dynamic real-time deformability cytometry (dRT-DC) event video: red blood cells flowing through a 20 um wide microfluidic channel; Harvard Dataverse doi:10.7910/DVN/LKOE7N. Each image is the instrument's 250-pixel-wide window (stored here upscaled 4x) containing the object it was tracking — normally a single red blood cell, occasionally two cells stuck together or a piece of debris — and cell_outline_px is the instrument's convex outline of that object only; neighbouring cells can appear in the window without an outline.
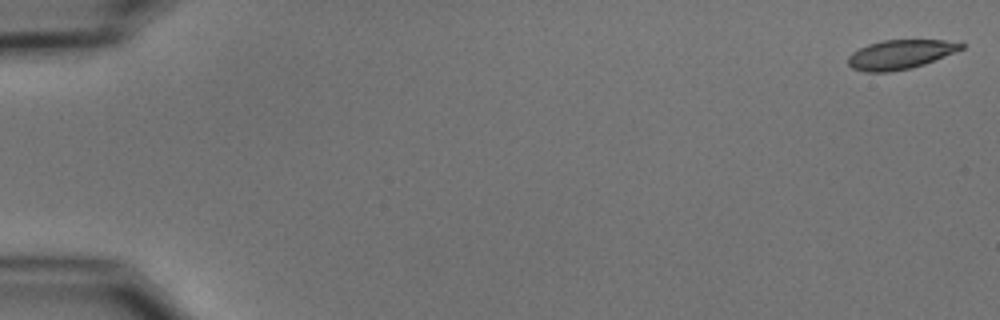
{"species": "common noctule bat (a hibernating species)", "species_latin": "Nyctalus noctula", "temperature_condition": "cold", "stored_images_in_passage": 55, "camera_frame_rate_fps": 3000, "um_per_image_px": 0.085, "animal": {"sex": "male", "body_mass_g": 15.6}, "frame": {"image": 1, "passage_image": 1, "time_ms": 0.0, "image_size_px": [1000, 320], "cell_outline_px": [[964, 48], [956, 52], [924, 64], [912, 68], [888, 72], [864, 72], [852, 68], [848, 64], [848, 56], [852, 52], [868, 44], [884, 40], [944, 40], [964, 44]], "centroid_in_image_um": [76.5, 4.63], "position_along_channel_um": 8.5, "area_um2": 19.25}}
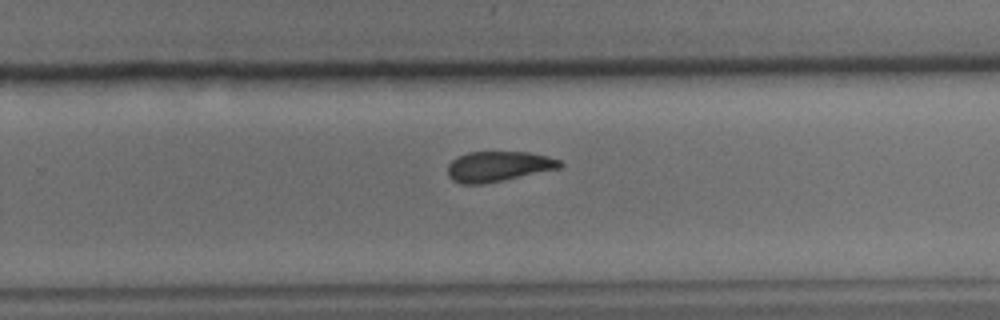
{"frame": {"image": 2, "passage_image": 36, "time_ms": 11.667, "image_size_px": [1000, 320], "cell_outline_px": [[564, 164], [560, 168], [484, 184], [460, 184], [452, 180], [448, 176], [448, 164], [452, 160], [468, 152], [528, 152], [548, 156], [560, 160]], "centroid_in_image_um": [42.35, 14.15], "position_along_channel_um": 287.4, "area_um2": 19.77}}
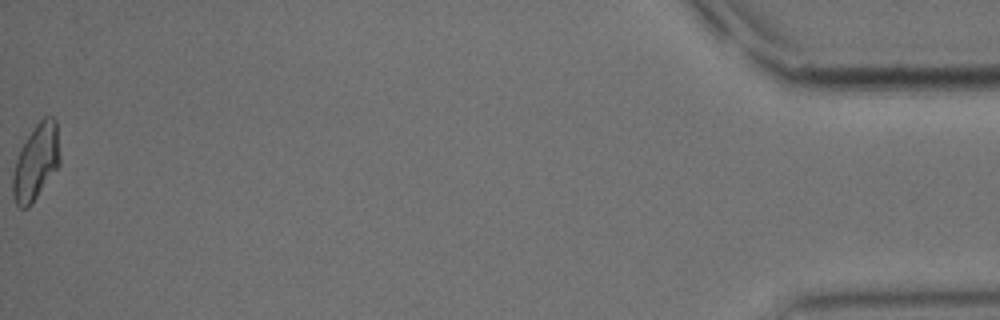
{"frame": {"image": 3, "passage_image": 55, "time_ms": 18.0, "image_size_px": [1000, 320], "cell_outline_px": [[60, 164], [32, 204], [28, 208], [20, 208], [16, 204], [12, 196], [12, 176], [16, 160], [20, 148], [36, 124], [44, 116], [52, 116], [56, 120], [60, 160]], "centroid_in_image_um": [3.05, 13.8], "position_along_channel_um": 432.2, "area_um2": 20.81}, "authors_computed_cell_mechanics": {"area_um2": 20.4612, "velocity_mm_per_s": 3.7132, "shape_relaxation_time_tau1_ms": 5.2559, "shape_relaxation_time_tau2_ms": 3.391, "deformation_change_tau1": 0.1567, "deformation_change_tau2": 0.1029}}